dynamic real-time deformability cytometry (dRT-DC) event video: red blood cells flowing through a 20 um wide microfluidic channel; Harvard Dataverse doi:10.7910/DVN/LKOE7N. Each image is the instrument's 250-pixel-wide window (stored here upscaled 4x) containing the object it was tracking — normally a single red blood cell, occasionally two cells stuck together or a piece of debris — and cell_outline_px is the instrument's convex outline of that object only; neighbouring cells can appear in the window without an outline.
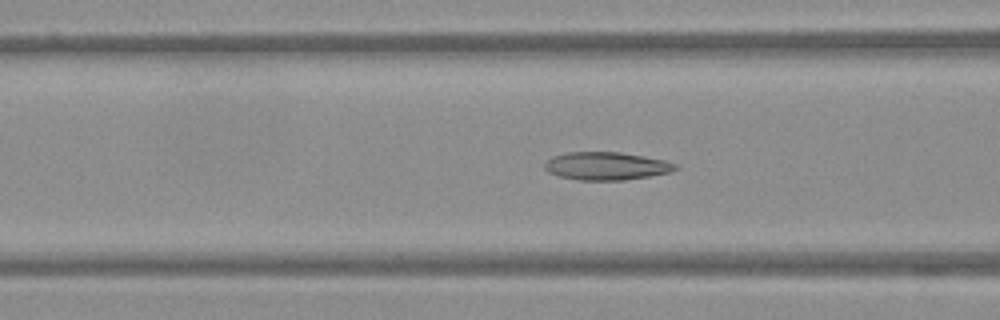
{"species": "Egyptian fruit bat (a non-hibernating species)", "species_latin": "Rousettus aegyptiacus", "temperature_condition": "warm", "stored_images_in_passage": 55, "camera_frame_rate_fps": 3000, "um_per_image_px": 0.085, "frame": {"image": 1, "passage_image": 22, "time_ms": 7.0, "image_size_px": [1000, 320], "cell_outline_px": [[680, 168], [672, 172], [624, 180], [580, 180], [560, 176], [548, 172], [544, 168], [544, 164], [552, 156], [568, 152], [620, 152], [664, 160], [676, 164]], "centroid_in_image_um": [51.55, 14.11], "position_along_channel_um": 115.1, "area_um2": 21.21}}
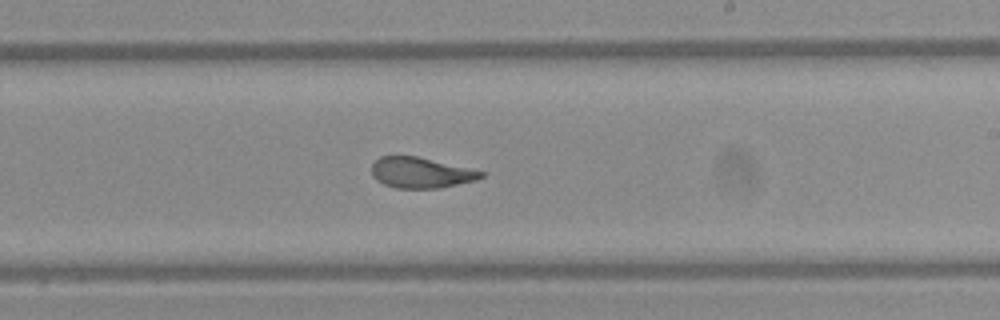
{"frame": {"image": 2, "passage_image": 33, "time_ms": 10.667, "image_size_px": [1000, 320], "cell_outline_px": [[484, 176], [476, 180], [440, 188], [396, 188], [384, 184], [376, 180], [372, 176], [372, 164], [380, 156], [416, 156], [484, 172]], "centroid_in_image_um": [35.73, 14.68], "position_along_channel_um": 253.3, "area_um2": 19.31}}
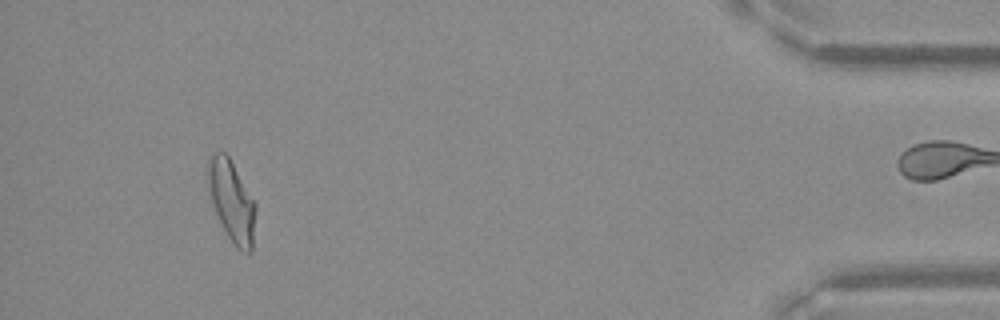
{"frame": {"image": 3, "passage_image": 51, "time_ms": 16.667, "image_size_px": [1000, 320], "cell_outline_px": [[256, 208], [252, 252], [244, 252], [236, 248], [232, 244], [212, 204], [208, 188], [208, 156], [212, 152], [224, 152], [228, 156], [256, 204]], "centroid_in_image_um": [19.69, 17.1], "position_along_channel_um": 415.5, "area_um2": 22.31}}